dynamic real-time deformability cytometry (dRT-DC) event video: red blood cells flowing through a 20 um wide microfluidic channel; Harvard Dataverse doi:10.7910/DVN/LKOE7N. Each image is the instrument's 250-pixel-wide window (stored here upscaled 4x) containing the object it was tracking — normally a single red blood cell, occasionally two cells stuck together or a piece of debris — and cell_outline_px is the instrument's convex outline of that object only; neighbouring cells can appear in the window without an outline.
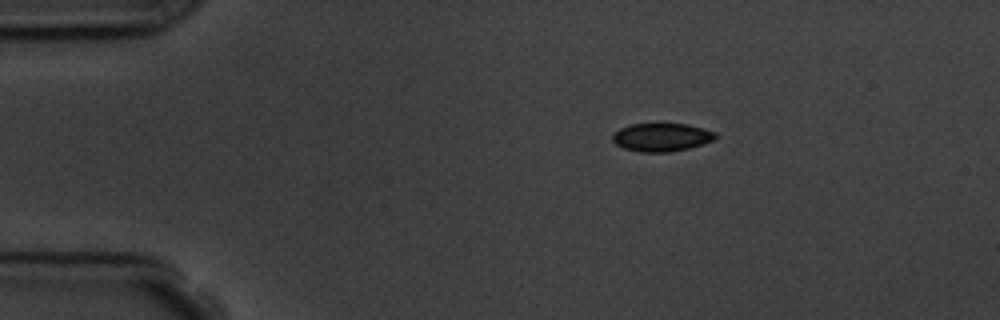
{"species": "common noctule bat (a hibernating species)", "species_latin": "Nyctalus noctula", "temperature_condition": "room temperature", "stored_images_in_passage": 6, "camera_frame_rate_fps": 3000, "um_per_image_px": 0.085, "animal": {"sex": "male", "body_mass_g": 19.5, "forearm_length_mm": 54.6}, "frame": {"image": 1, "passage_image": 1, "time_ms": 0.0, "image_size_px": [1000, 320], "cell_outline_px": [[716, 136], [712, 140], [704, 144], [688, 148], [668, 152], [640, 152], [624, 148], [616, 144], [612, 140], [612, 136], [620, 128], [632, 124], [660, 120], [688, 124], [704, 128], [716, 132]], "centroid_in_image_um": [56.24, 11.61], "position_along_channel_um": 28.8, "area_um2": 17.63}}
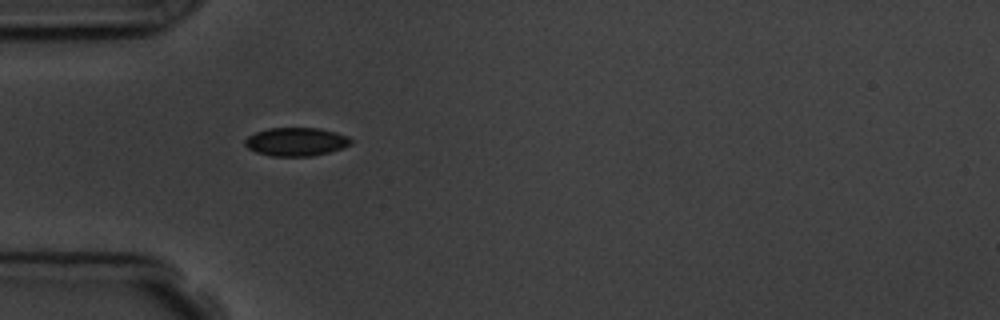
{"frame": {"image": 2, "passage_image": 3, "time_ms": 2.333, "image_size_px": [1000, 320], "cell_outline_px": [[352, 144], [344, 148], [312, 156], [272, 156], [256, 152], [248, 148], [244, 144], [244, 140], [248, 136], [256, 132], [268, 128], [320, 128], [336, 132], [348, 136], [352, 140]], "centroid_in_image_um": [25.18, 12.04], "position_along_channel_um": 59.8, "area_um2": 17.63}}